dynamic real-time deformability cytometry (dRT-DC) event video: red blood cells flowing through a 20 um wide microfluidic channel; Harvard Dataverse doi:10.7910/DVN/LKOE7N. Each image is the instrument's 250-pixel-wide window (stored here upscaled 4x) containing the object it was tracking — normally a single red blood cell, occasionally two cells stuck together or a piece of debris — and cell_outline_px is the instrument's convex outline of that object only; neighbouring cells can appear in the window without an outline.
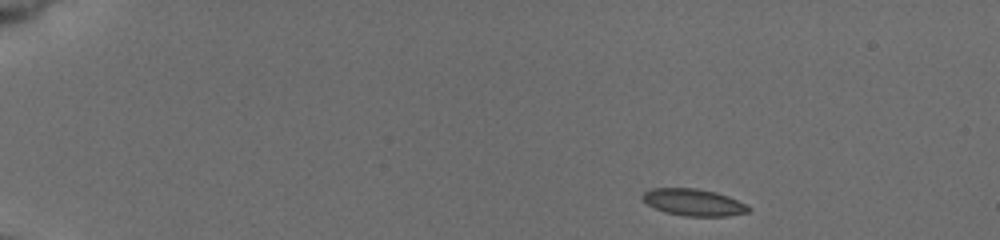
{"species": "common noctule bat (a hibernating species)", "species_latin": "Nyctalus noctula", "temperature_condition": "cold", "stored_images_in_passage": 47, "camera_frame_rate_fps": 3000, "um_per_image_px": 0.085, "animal": {"sex": "female", "body_mass_g": 19.5, "forearm_length_mm": 54.1}, "frame": {"image": 1, "passage_image": 1, "time_ms": 0.0, "image_size_px": [1000, 240], "cell_outline_px": [[752, 208], [748, 212], [728, 216], [684, 216], [664, 212], [648, 204], [640, 196], [644, 192], [652, 188], [696, 188], [716, 192], [728, 196], [748, 204]], "centroid_in_image_um": [58.99, 17.2], "position_along_channel_um": 26.0, "area_um2": 16.7}}
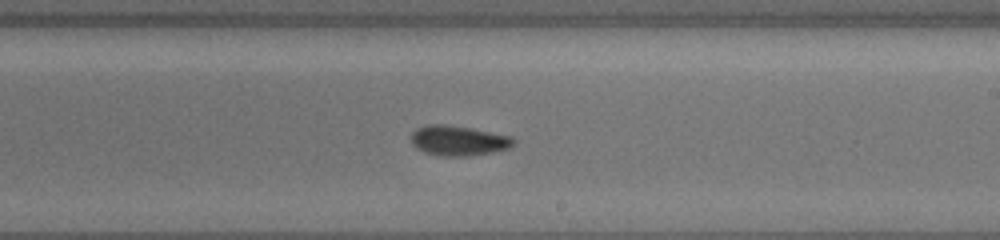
{"frame": {"image": 2, "passage_image": 27, "time_ms": 8.667, "image_size_px": [1000, 240], "cell_outline_px": [[516, 140], [508, 148], [492, 152], [472, 156], [440, 156], [424, 152], [416, 148], [412, 144], [412, 132], [416, 128], [428, 124], [444, 124], [468, 128], [512, 136]], "centroid_in_image_um": [38.94, 11.96], "position_along_channel_um": 250.1, "area_um2": 17.86}}
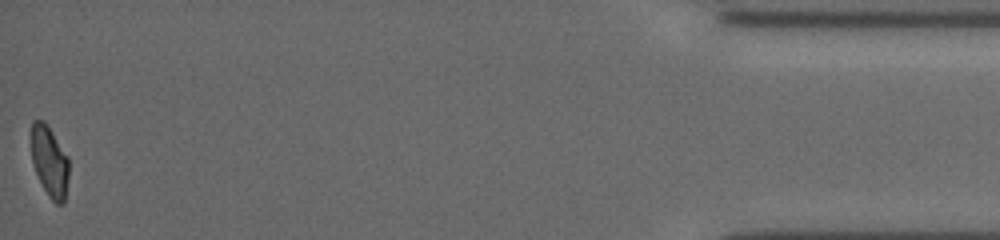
{"frame": {"image": 3, "passage_image": 47, "time_ms": 15.333, "image_size_px": [1000, 240], "cell_outline_px": [[68, 176], [64, 204], [56, 204], [48, 196], [36, 172], [32, 160], [32, 120], [44, 120], [48, 124], [68, 156]], "centroid_in_image_um": [4.23, 13.7], "position_along_channel_um": 431.0, "area_um2": 15.43}, "authors_computed_cell_mechanics": {"area_um2": 17.051, "velocity_mm_per_s": 3.868, "shape_relaxation_time_tau1_ms": 4.2861, "shape_relaxation_time_tau2_ms": 2.7566, "deformation_change_tau1": 0.1235, "deformation_change_tau2": 0.0487}}